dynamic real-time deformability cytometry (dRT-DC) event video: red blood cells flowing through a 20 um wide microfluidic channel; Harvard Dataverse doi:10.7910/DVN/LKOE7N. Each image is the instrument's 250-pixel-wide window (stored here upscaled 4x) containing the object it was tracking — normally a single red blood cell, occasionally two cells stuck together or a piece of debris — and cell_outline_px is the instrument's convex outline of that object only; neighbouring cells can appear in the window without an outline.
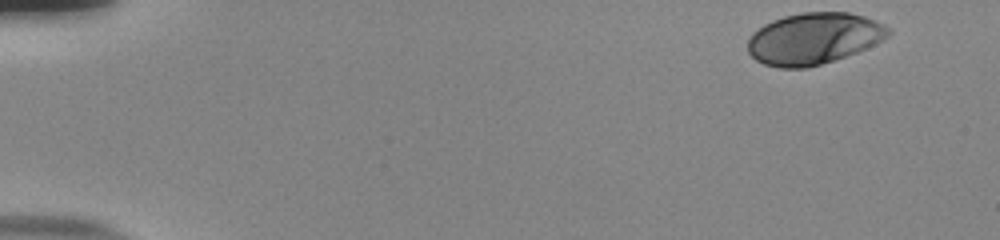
{"species": "human", "species_latin": "Homo sapiens", "temperature_condition": "room temperature", "stored_images_in_passage": 45, "camera_frame_rate_fps": 3000, "um_per_image_px": 0.085, "donor": {"sex": "male"}, "frame": {"image": 1, "passage_image": 1, "time_ms": 0.0, "image_size_px": [1000, 240], "cell_outline_px": [[892, 32], [884, 40], [856, 52], [808, 68], [780, 68], [764, 64], [756, 60], [748, 52], [748, 40], [752, 32], [764, 24], [772, 20], [784, 16], [800, 12], [848, 12], [864, 16], [884, 24], [892, 28]], "centroid_in_image_um": [69.17, 3.26], "position_along_channel_um": 15.8, "area_um2": 42.31}}
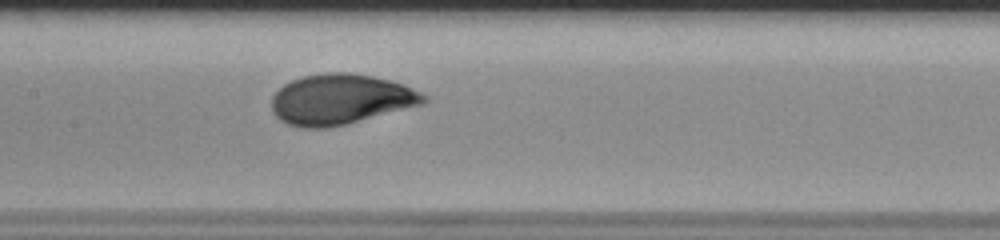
{"frame": {"image": 2, "passage_image": 25, "time_ms": 8.0, "image_size_px": [1000, 240], "cell_outline_px": [[428, 100], [424, 104], [328, 128], [304, 128], [288, 124], [280, 120], [272, 112], [272, 96], [284, 84], [292, 80], [304, 76], [324, 72], [348, 72], [372, 76], [388, 80], [400, 84], [420, 92], [428, 96]], "centroid_in_image_um": [28.92, 8.44], "position_along_channel_um": 178.5, "area_um2": 44.33}}
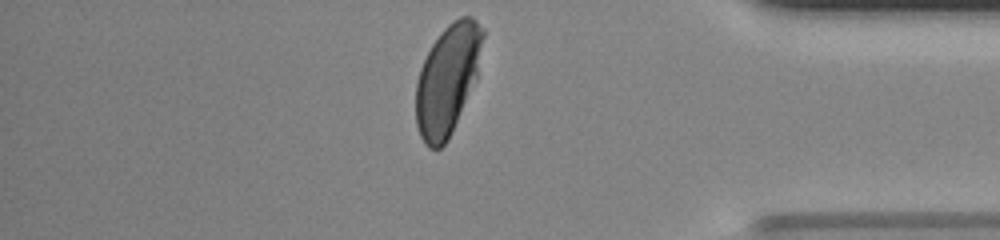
{"frame": {"image": 3, "passage_image": 44, "time_ms": 14.333, "image_size_px": [1000, 240], "cell_outline_px": [[484, 36], [476, 80], [448, 140], [440, 148], [428, 148], [424, 144], [420, 136], [416, 124], [416, 80], [420, 68], [432, 44], [440, 32], [448, 24], [460, 16], [472, 16], [484, 28]], "centroid_in_image_um": [38.04, 6.75], "position_along_channel_um": 397.2, "area_um2": 42.95}, "authors_computed_cell_mechanics": {"area_um2": 43.2922, "velocity_mm_per_s": 3.796, "shape_relaxation_time_tau1_ms": 3.1585, "shape_relaxation_time_tau2_ms": null, "deformation_change_tau1": 0.1626, "deformation_change_tau2": null}}